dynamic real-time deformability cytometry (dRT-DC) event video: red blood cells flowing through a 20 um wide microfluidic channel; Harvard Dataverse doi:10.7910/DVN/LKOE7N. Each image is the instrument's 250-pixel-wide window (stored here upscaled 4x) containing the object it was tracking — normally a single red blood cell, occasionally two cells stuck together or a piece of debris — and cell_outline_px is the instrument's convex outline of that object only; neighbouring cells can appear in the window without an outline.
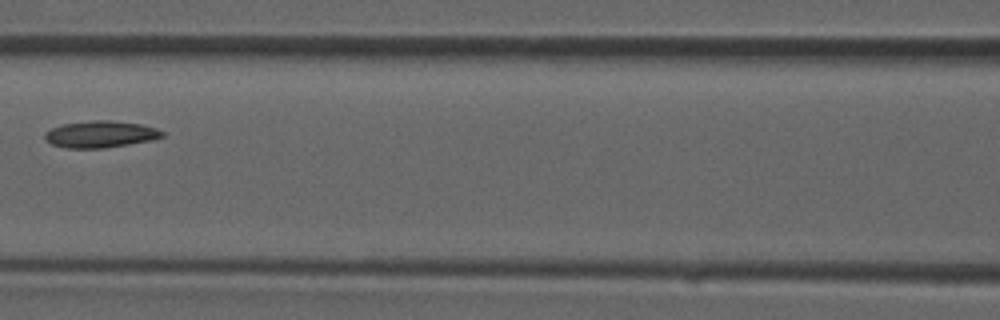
{"species": "common noctule bat (a hibernating species)", "species_latin": "Nyctalus noctula", "temperature_condition": "room temperature", "stored_images_in_passage": 30, "camera_frame_rate_fps": 3000, "um_per_image_px": 0.085, "animal": {"sex": "male", "forearm_length_mm": 52.5}, "frame": {"image": 1, "passage_image": 9, "time_ms": 2.667, "image_size_px": [1000, 320], "cell_outline_px": [[164, 136], [152, 140], [104, 148], [64, 148], [52, 144], [44, 136], [44, 132], [52, 128], [64, 124], [92, 120], [112, 120], [140, 124], [156, 128], [164, 132]], "centroid_in_image_um": [8.55, 11.41], "position_along_channel_um": 158.1, "area_um2": 18.21}}
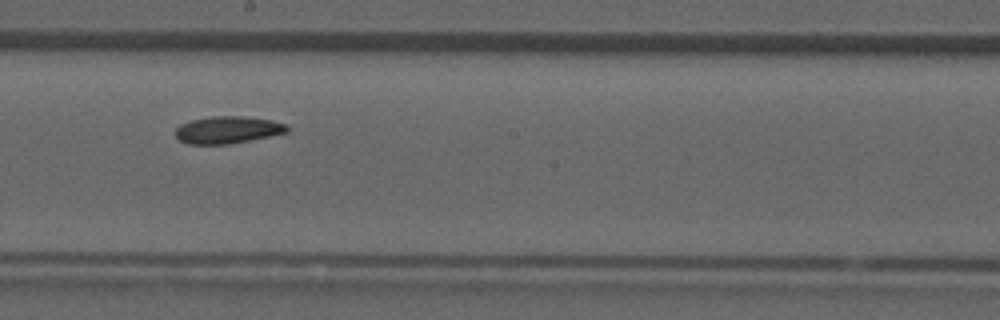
{"frame": {"image": 2, "passage_image": 13, "time_ms": 4.0, "image_size_px": [1000, 320], "cell_outline_px": [[288, 132], [228, 144], [188, 144], [180, 140], [176, 136], [176, 128], [180, 124], [192, 120], [212, 116], [244, 116], [272, 120], [284, 124], [288, 128]], "centroid_in_image_um": [19.32, 11.03], "position_along_channel_um": 228.9, "area_um2": 17.46}}